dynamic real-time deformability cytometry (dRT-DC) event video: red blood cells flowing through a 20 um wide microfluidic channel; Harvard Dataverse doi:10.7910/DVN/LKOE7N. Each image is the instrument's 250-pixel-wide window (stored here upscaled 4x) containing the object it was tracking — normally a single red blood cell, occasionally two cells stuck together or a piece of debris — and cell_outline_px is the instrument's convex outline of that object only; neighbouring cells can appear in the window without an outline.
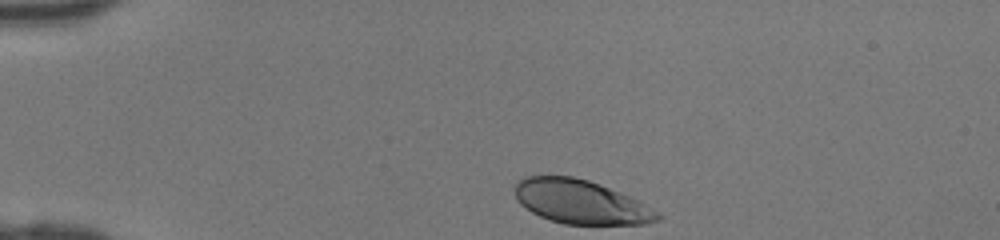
{"species": "human", "species_latin": "Homo sapiens", "temperature_condition": "room temperature", "stored_images_in_passage": 31, "camera_frame_rate_fps": 3000, "um_per_image_px": 0.085, "donor": {"sex": "female"}, "frame": {"image": 1, "passage_image": 1, "time_ms": 0.0, "image_size_px": [1000, 240], "cell_outline_px": [[664, 216], [660, 220], [644, 224], [564, 224], [548, 220], [532, 212], [520, 204], [516, 200], [512, 188], [524, 176], [572, 176], [588, 180], [600, 184], [620, 192], [660, 212]], "centroid_in_image_um": [49.34, 17.16], "position_along_channel_um": 35.7, "area_um2": 36.65}}
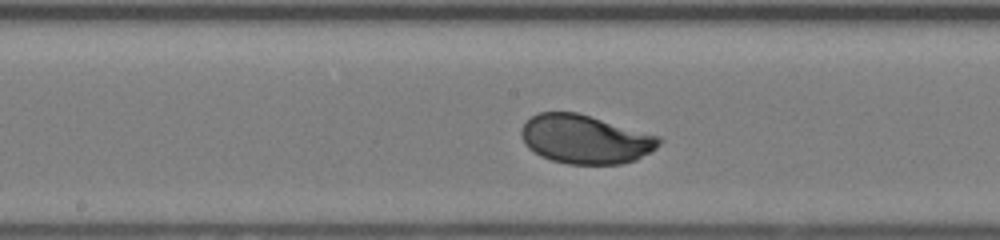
{"frame": {"image": 2, "passage_image": 16, "time_ms": 5.0, "image_size_px": [1000, 240], "cell_outline_px": [[664, 140], [656, 148], [636, 160], [620, 164], [568, 164], [552, 160], [540, 156], [528, 148], [524, 144], [520, 136], [520, 132], [524, 124], [532, 116], [540, 112], [576, 112], [660, 136]], "centroid_in_image_um": [49.74, 11.84], "position_along_channel_um": 198.5, "area_um2": 39.19}}
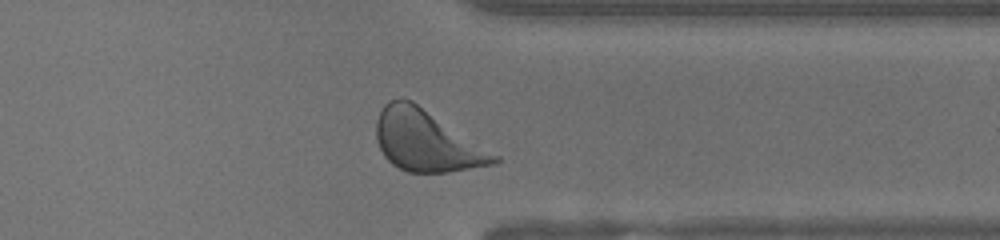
{"frame": {"image": 3, "passage_image": 28, "time_ms": 9.0, "image_size_px": [1000, 240], "cell_outline_px": [[500, 160], [496, 164], [448, 172], [408, 172], [392, 164], [384, 156], [380, 148], [376, 136], [376, 120], [384, 104], [388, 100], [400, 96], [412, 100], [500, 156]], "centroid_in_image_um": [36.24, 11.95], "position_along_channel_um": 375.2, "area_um2": 42.02}}